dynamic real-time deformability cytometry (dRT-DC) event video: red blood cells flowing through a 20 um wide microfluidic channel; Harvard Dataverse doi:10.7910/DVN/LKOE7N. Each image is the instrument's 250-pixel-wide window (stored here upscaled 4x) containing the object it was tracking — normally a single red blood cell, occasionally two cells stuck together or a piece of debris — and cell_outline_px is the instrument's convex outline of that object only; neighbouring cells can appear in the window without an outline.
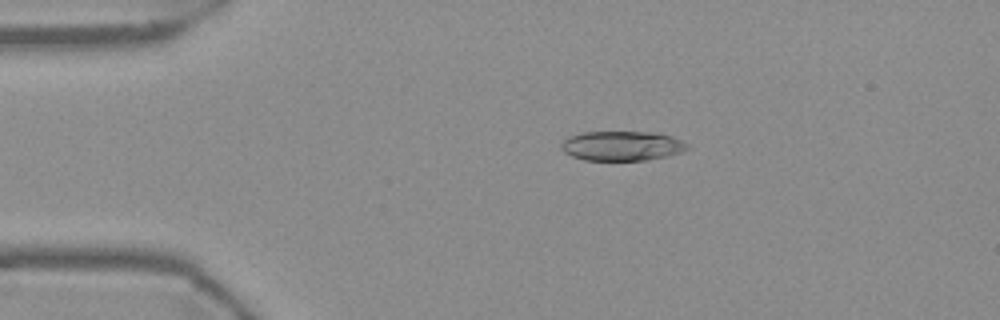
{"species": "Egyptian fruit bat (a non-hibernating species)", "species_latin": "Rousettus aegyptiacus", "temperature_condition": "warm", "stored_images_in_passage": 54, "camera_frame_rate_fps": 3000, "um_per_image_px": 0.085, "frame": {"image": 1, "passage_image": 10, "time_ms": 3.0, "image_size_px": [1000, 320], "cell_outline_px": [[688, 148], [680, 152], [664, 156], [644, 160], [584, 160], [572, 156], [564, 152], [560, 148], [560, 144], [568, 136], [580, 132], [648, 132], [672, 136], [688, 144]], "centroid_in_image_um": [52.79, 12.39], "position_along_channel_um": 32.2, "area_um2": 21.62}}
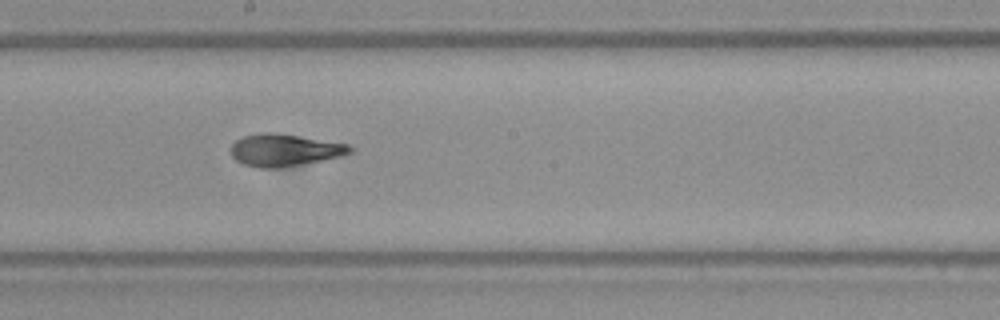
{"frame": {"image": 2, "passage_image": 29, "time_ms": 9.333, "image_size_px": [1000, 320], "cell_outline_px": [[356, 148], [352, 152], [340, 156], [280, 168], [260, 168], [244, 164], [236, 160], [232, 156], [232, 144], [236, 140], [244, 136], [260, 132], [276, 132], [348, 144]], "centroid_in_image_um": [24.19, 12.74], "position_along_channel_um": 224.0, "area_um2": 22.25}}
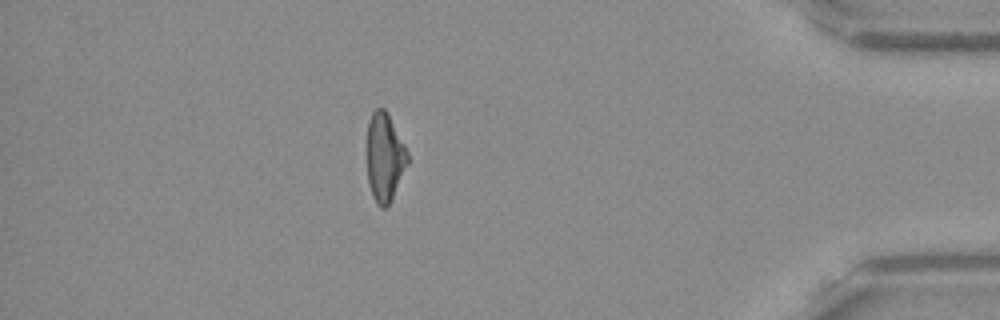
{"frame": {"image": 3, "passage_image": 47, "time_ms": 15.333, "image_size_px": [1000, 320], "cell_outline_px": [[408, 164], [388, 204], [384, 208], [380, 208], [376, 204], [372, 196], [368, 184], [368, 120], [372, 112], [376, 108], [384, 108], [404, 144], [408, 152]], "centroid_in_image_um": [32.69, 13.38], "position_along_channel_um": 402.5, "area_um2": 20.52}, "authors_computed_cell_mechanics": {"area_um2": 22.1374, "velocity_mm_per_s": 3.7226, "shape_relaxation_time_tau1_ms": 7.6153, "shape_relaxation_time_tau2_ms": 1.8455, "deformation_change_tau1": 0.2406, "deformation_change_tau2": 0.0813}}